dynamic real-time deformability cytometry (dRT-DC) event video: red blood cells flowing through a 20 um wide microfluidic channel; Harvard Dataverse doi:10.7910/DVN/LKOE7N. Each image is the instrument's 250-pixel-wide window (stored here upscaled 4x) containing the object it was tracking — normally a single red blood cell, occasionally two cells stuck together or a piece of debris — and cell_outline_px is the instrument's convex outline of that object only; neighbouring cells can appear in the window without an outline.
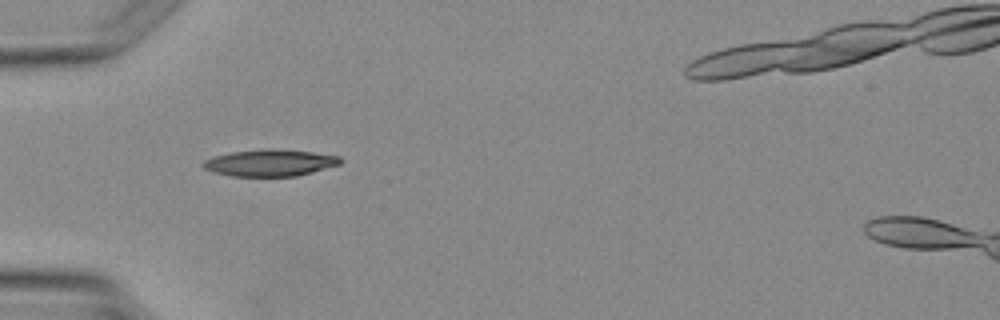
{"species": "Egyptian fruit bat (a non-hibernating species)", "species_latin": "Rousettus aegyptiacus", "temperature_condition": "warm", "stored_images_in_passage": 1, "camera_frame_rate_fps": 3000, "um_per_image_px": 0.085, "animal": {"sex": "female"}, "frame": {"image": 1, "passage_image": 1, "time_ms": 0.0, "image_size_px": [1000, 320], "cell_outline_px": [[344, 160], [340, 164], [312, 172], [296, 176], [232, 176], [212, 172], [204, 168], [200, 164], [204, 160], [212, 156], [232, 152], [268, 148], [312, 152], [340, 156]], "centroid_in_image_um": [22.93, 13.84], "position_along_channel_um": 62.1, "area_um2": 21.44}}